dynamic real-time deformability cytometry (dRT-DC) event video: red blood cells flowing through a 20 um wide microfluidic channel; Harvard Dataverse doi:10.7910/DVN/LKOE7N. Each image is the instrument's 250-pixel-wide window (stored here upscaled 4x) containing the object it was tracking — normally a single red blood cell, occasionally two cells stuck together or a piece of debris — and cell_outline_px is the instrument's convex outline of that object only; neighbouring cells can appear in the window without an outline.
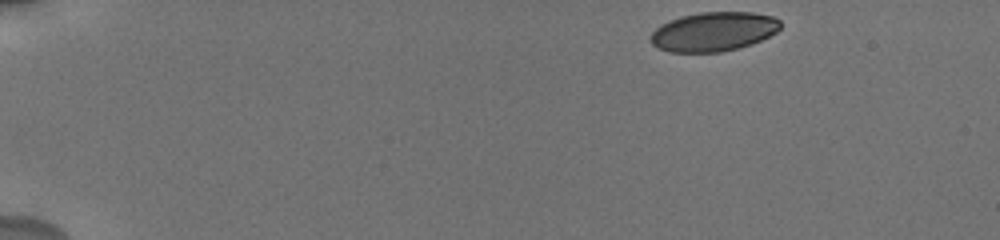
{"species": "human", "species_latin": "Homo sapiens", "temperature_condition": "cold", "stored_images_in_passage": 20, "camera_frame_rate_fps": 3000, "um_per_image_px": 0.085, "donor": {"sex": "male"}, "frame": {"image": 1, "passage_image": 1, "time_ms": 0.0, "image_size_px": [1000, 240], "cell_outline_px": [[780, 28], [776, 32], [752, 44], [720, 52], [668, 52], [652, 44], [652, 32], [660, 24], [668, 20], [680, 16], [700, 12], [752, 12], [772, 16], [780, 20]], "centroid_in_image_um": [60.64, 2.68], "position_along_channel_um": 24.4, "area_um2": 29.59}}
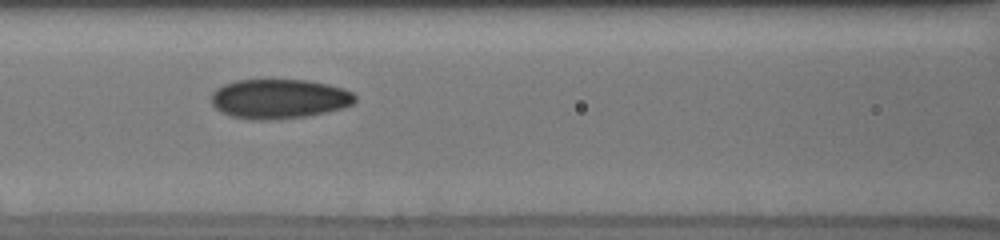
{"frame": {"image": 2, "passage_image": 10, "time_ms": 6.333, "image_size_px": [1000, 240], "cell_outline_px": [[356, 100], [352, 104], [344, 108], [328, 112], [308, 116], [272, 120], [248, 120], [232, 116], [220, 112], [212, 104], [212, 92], [216, 88], [224, 84], [236, 80], [308, 80], [328, 84], [344, 88], [352, 92], [356, 96]], "centroid_in_image_um": [23.74, 8.41], "position_along_channel_um": 142.9, "area_um2": 33.52}}
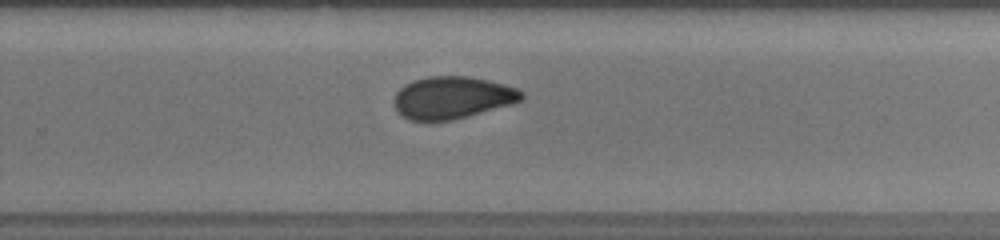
{"frame": {"image": 3, "passage_image": 17, "time_ms": 10.333, "image_size_px": [1000, 240], "cell_outline_px": [[524, 96], [520, 100], [512, 104], [452, 120], [408, 120], [396, 112], [392, 104], [396, 92], [404, 84], [428, 76], [468, 76], [488, 80], [504, 84], [516, 88], [524, 92]], "centroid_in_image_um": [38.41, 8.29], "position_along_channel_um": 291.4, "area_um2": 31.44}}